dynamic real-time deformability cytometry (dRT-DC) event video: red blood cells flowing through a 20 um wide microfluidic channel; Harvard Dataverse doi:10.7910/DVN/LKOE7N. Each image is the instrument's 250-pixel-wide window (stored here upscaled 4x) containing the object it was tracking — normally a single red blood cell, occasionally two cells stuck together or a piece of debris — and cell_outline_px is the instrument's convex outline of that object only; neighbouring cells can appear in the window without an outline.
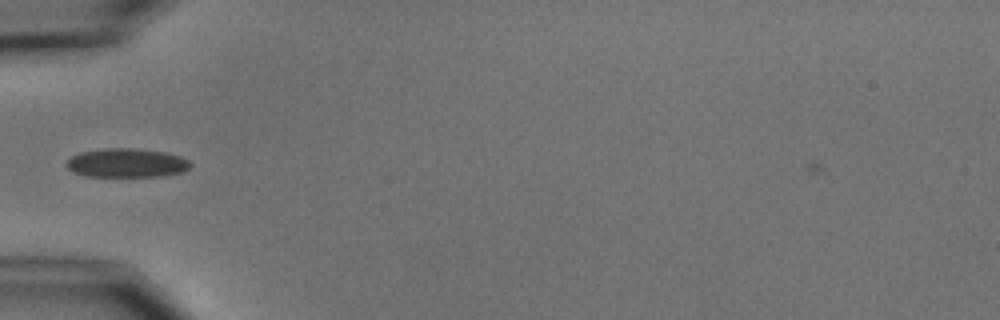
{"species": "common noctule bat (a hibernating species)", "species_latin": "Nyctalus noctula", "temperature_condition": "cold", "stored_images_in_passage": 1, "camera_frame_rate_fps": 3000, "um_per_image_px": 0.085, "animal": {"sex": "male", "body_mass_g": 15.6}, "frame": {"image": 1, "passage_image": 1, "time_ms": 0.0, "image_size_px": [1000, 320], "cell_outline_px": [[192, 164], [184, 172], [160, 176], [88, 176], [72, 172], [68, 168], [68, 160], [72, 156], [80, 152], [104, 148], [132, 148], [168, 152], [180, 156], [188, 160]], "centroid_in_image_um": [10.8, 13.84], "position_along_channel_um": 74.2, "area_um2": 20.87}}